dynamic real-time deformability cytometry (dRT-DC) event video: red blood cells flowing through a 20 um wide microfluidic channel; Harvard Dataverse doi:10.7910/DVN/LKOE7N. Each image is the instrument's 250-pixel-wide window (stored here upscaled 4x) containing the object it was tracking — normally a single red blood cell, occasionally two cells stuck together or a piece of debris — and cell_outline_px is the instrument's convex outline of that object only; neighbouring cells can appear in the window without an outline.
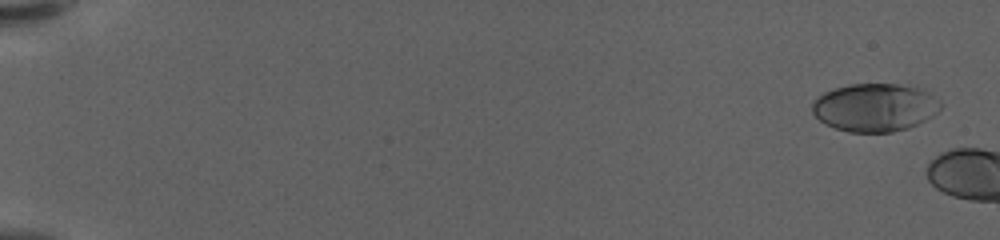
{"species": "human", "species_latin": "Homo sapiens", "temperature_condition": "warm", "stored_images_in_passage": 7, "camera_frame_rate_fps": 3000, "um_per_image_px": 0.085, "donor": {"sex": "female"}, "frame": {"image": 1, "passage_image": 3, "time_ms": 0.667, "image_size_px": [1000, 240], "cell_outline_px": [[940, 108], [932, 116], [908, 128], [892, 132], [848, 132], [824, 124], [812, 112], [812, 104], [824, 92], [848, 84], [896, 84], [916, 88], [928, 92], [940, 100]], "centroid_in_image_um": [74.35, 9.14], "position_along_channel_um": 10.7, "area_um2": 35.6}}